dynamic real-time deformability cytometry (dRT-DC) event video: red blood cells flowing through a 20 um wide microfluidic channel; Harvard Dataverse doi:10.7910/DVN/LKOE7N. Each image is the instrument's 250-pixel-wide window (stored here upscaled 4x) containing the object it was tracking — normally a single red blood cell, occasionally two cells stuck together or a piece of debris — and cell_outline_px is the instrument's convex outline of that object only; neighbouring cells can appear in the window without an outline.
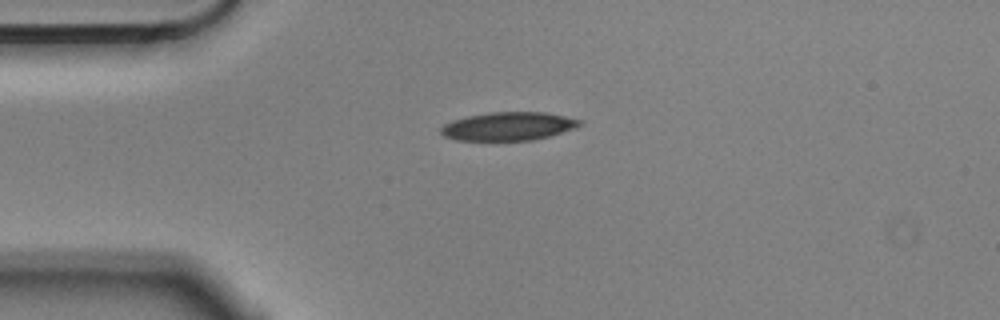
{"species": "Egyptian fruit bat (a non-hibernating species)", "species_latin": "Rousettus aegyptiacus", "temperature_condition": "cold", "stored_images_in_passage": 7, "camera_frame_rate_fps": 3000, "um_per_image_px": 0.085, "animal": {"sex": "male"}, "frame": {"image": 1, "passage_image": 1, "time_ms": 0.0, "image_size_px": [1000, 320], "cell_outline_px": [[584, 124], [576, 128], [548, 136], [532, 140], [456, 140], [444, 136], [440, 132], [440, 128], [444, 124], [452, 120], [468, 116], [488, 112], [544, 112], [584, 120]], "centroid_in_image_um": [43.23, 10.72], "position_along_channel_um": 41.8, "area_um2": 23.0}}
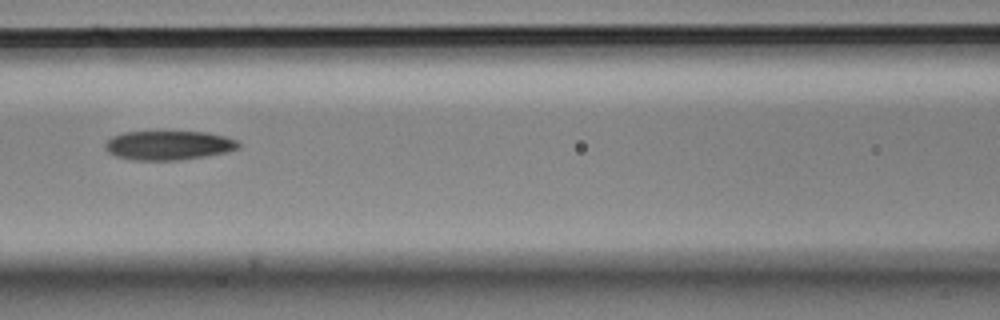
{"frame": {"image": 2, "passage_image": 4, "time_ms": 1.0, "image_size_px": [1000, 320], "cell_outline_px": [[240, 148], [208, 156], [180, 160], [132, 160], [116, 156], [108, 152], [104, 148], [104, 144], [112, 136], [124, 132], [204, 132], [224, 136], [236, 140], [240, 144]], "centroid_in_image_um": [14.31, 12.36], "position_along_channel_um": 152.3, "area_um2": 22.66}}
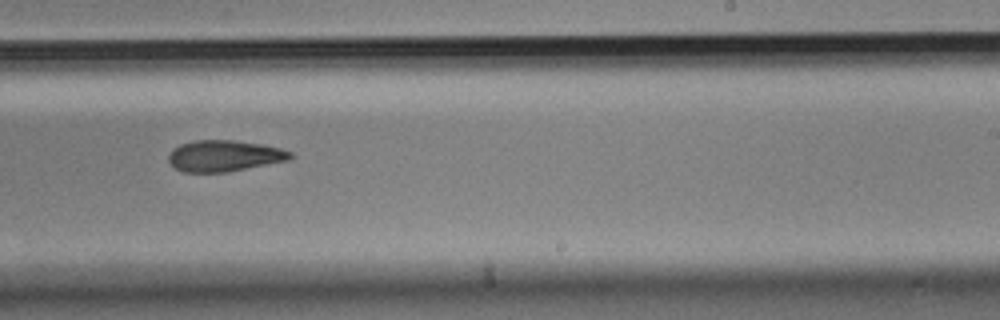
{"frame": {"image": 3, "passage_image": 7, "time_ms": 2.0, "image_size_px": [1000, 320], "cell_outline_px": [[292, 156], [288, 160], [228, 172], [184, 172], [176, 168], [168, 160], [168, 156], [172, 148], [180, 144], [196, 140], [232, 140], [264, 144], [280, 148], [292, 152]], "centroid_in_image_um": [19.05, 13.24], "position_along_channel_um": 269.9, "area_um2": 22.14}}